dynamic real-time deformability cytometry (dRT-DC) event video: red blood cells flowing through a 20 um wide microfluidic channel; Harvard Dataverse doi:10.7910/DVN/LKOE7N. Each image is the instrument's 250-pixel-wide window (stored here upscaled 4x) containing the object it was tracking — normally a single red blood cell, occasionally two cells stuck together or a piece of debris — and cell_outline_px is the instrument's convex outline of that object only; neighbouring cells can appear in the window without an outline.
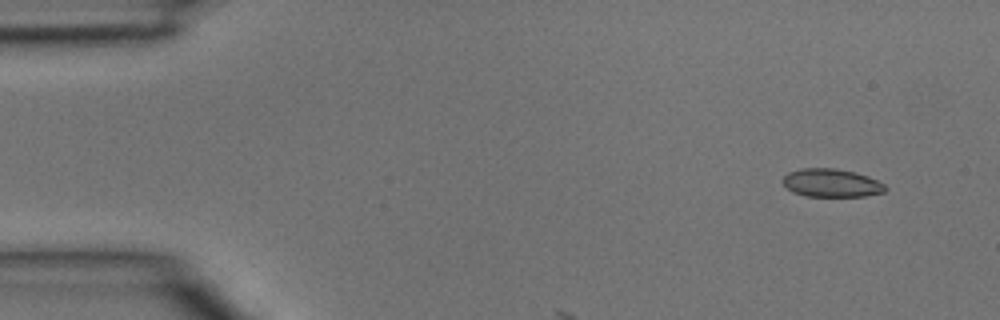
{"species": "common noctule bat (a hibernating species)", "species_latin": "Nyctalus noctula", "temperature_condition": "room temperature", "stored_images_in_passage": 3, "camera_frame_rate_fps": 3000, "um_per_image_px": 0.085, "animal": {"sex": "male", "body_mass_g": 15.6}, "frame": {"image": 1, "passage_image": 1, "time_ms": 0.0, "image_size_px": [1000, 320], "cell_outline_px": [[888, 188], [884, 192], [864, 196], [804, 196], [792, 192], [784, 184], [784, 176], [788, 172], [800, 168], [836, 168], [856, 172], [868, 176], [884, 184]], "centroid_in_image_um": [70.68, 15.54], "position_along_channel_um": 14.3, "area_um2": 16.88}}
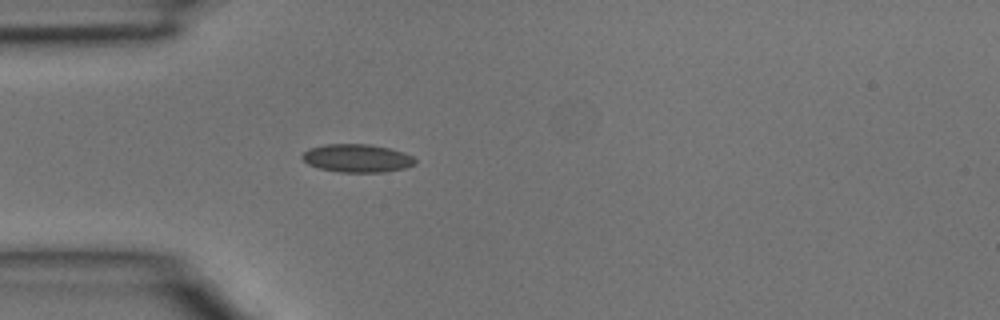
{"frame": {"image": 2, "passage_image": 3, "time_ms": 0.667, "image_size_px": [1000, 320], "cell_outline_px": [[416, 164], [404, 168], [384, 172], [340, 172], [320, 168], [308, 164], [300, 156], [308, 148], [324, 144], [372, 144], [388, 148], [412, 156], [416, 160]], "centroid_in_image_um": [30.33, 13.44], "position_along_channel_um": 54.7, "area_um2": 18.44}}